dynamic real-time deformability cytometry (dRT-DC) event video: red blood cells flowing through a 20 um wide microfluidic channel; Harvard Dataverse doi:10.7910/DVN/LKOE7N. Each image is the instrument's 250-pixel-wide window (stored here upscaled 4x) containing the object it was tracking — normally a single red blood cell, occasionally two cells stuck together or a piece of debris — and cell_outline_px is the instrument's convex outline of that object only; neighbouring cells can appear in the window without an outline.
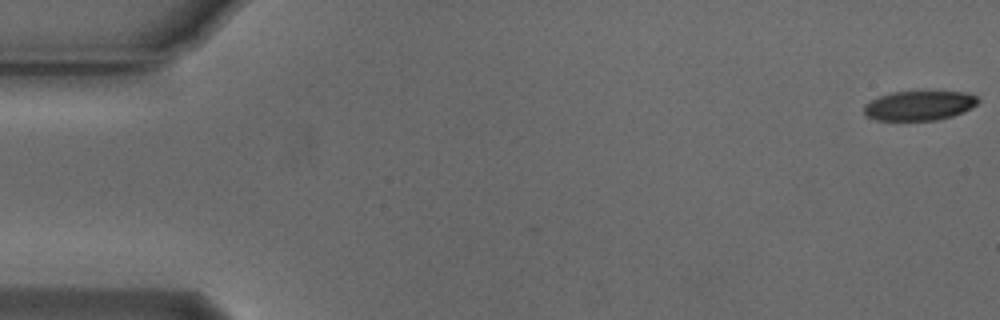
{"species": "Egyptian fruit bat (a non-hibernating species)", "species_latin": "Rousettus aegyptiacus", "temperature_condition": "cold", "stored_images_in_passage": 10, "camera_frame_rate_fps": 3000, "um_per_image_px": 0.085, "animal": {"sex": "male"}, "frame": {"image": 1, "passage_image": 1, "time_ms": 0.0, "image_size_px": [1000, 320], "cell_outline_px": [[980, 100], [972, 108], [964, 112], [952, 116], [936, 120], [876, 120], [868, 116], [864, 112], [864, 104], [880, 96], [892, 92], [968, 92], [976, 96]], "centroid_in_image_um": [78.16, 8.98], "position_along_channel_um": 6.8, "area_um2": 19.54}}